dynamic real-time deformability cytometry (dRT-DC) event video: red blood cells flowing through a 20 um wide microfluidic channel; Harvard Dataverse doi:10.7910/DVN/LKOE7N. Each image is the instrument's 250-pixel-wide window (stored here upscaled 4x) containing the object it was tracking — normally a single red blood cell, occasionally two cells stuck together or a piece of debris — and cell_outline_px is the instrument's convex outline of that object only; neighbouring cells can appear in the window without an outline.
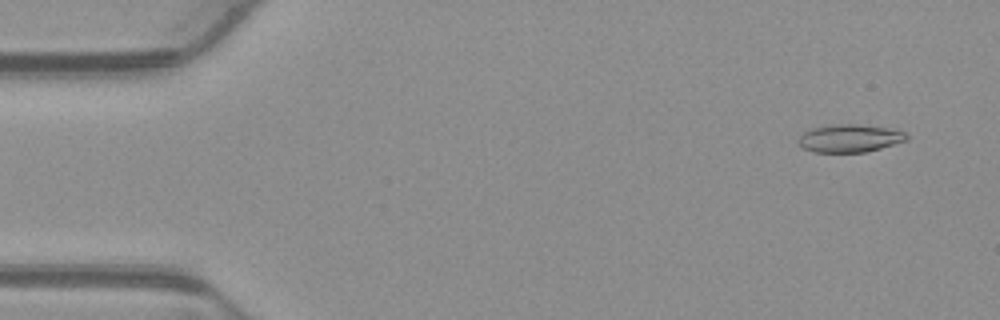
{"species": "common noctule bat (a hibernating species)", "species_latin": "Nyctalus noctula", "temperature_condition": "warm", "stored_images_in_passage": 53, "camera_frame_rate_fps": 3000, "um_per_image_px": 0.085, "animal": {"sex": "male", "body_mass_g": 23.1, "forearm_length_mm": 52.7}, "frame": {"image": 1, "passage_image": 4, "time_ms": 1.0, "image_size_px": [1000, 320], "cell_outline_px": [[908, 140], [880, 148], [864, 152], [812, 152], [804, 148], [796, 140], [804, 132], [812, 128], [828, 124], [860, 124], [888, 128], [904, 132], [908, 136]], "centroid_in_image_um": [72.2, 11.74], "position_along_channel_um": 12.8, "area_um2": 17.57}}
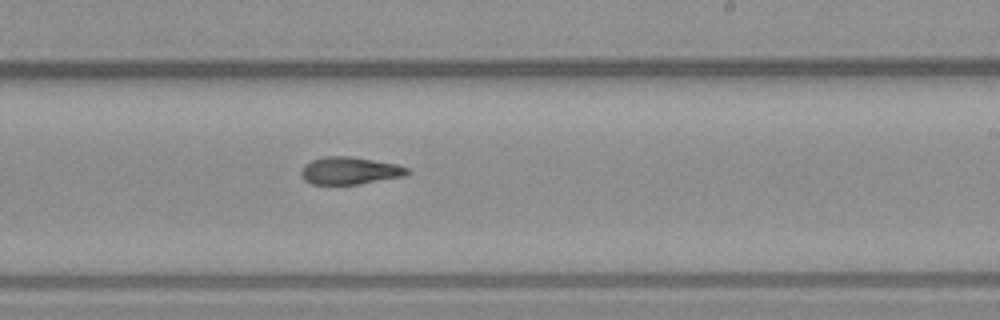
{"frame": {"image": 2, "passage_image": 32, "time_ms": 10.333, "image_size_px": [1000, 320], "cell_outline_px": [[412, 172], [408, 176], [360, 184], [312, 184], [304, 180], [300, 176], [300, 172], [304, 164], [312, 160], [324, 156], [348, 156], [396, 164], [408, 168]], "centroid_in_image_um": [29.75, 14.52], "position_along_channel_um": 259.3, "area_um2": 17.17}}
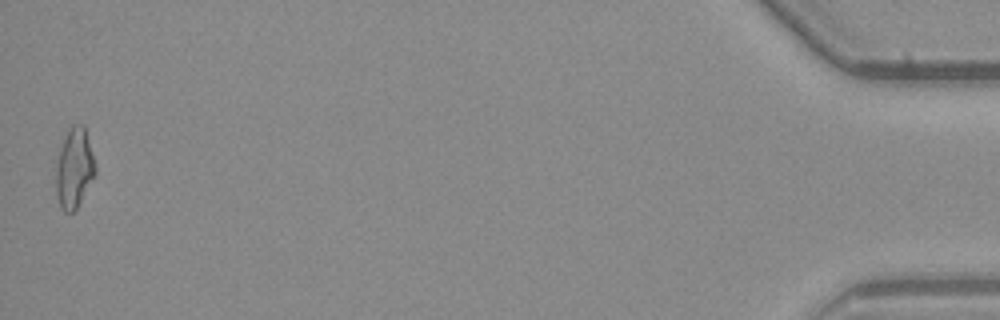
{"frame": {"image": 3, "passage_image": 53, "time_ms": 17.333, "image_size_px": [1000, 320], "cell_outline_px": [[96, 172], [76, 208], [72, 212], [64, 212], [60, 208], [56, 196], [56, 164], [68, 128], [72, 124], [84, 124], [96, 168]], "centroid_in_image_um": [6.3, 14.3], "position_along_channel_um": 428.9, "area_um2": 17.98}, "authors_computed_cell_mechanics": {"area_um2": 17.5134, "velocity_mm_per_s": 3.8894, "shape_relaxation_time_tau1_ms": null, "shape_relaxation_time_tau2_ms": 7.1974, "deformation_change_tau1": null, "deformation_change_tau2": 0.1869}}